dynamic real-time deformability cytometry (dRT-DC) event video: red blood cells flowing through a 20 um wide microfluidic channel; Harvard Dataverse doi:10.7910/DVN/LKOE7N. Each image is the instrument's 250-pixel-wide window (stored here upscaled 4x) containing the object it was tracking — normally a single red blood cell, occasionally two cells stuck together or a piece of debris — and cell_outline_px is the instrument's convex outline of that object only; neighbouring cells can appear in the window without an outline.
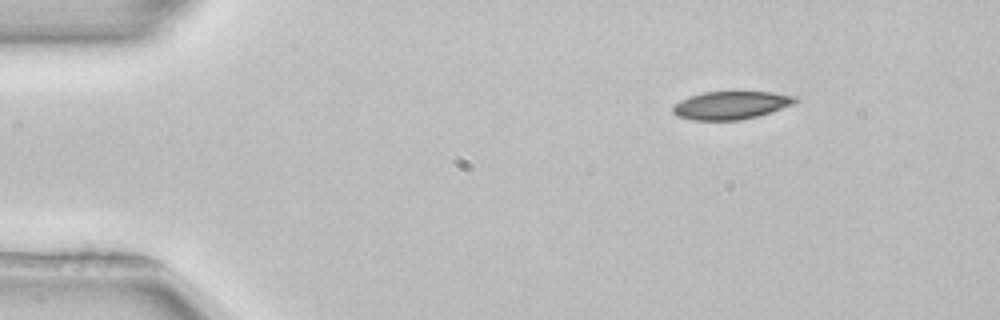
{"species": "common noctule bat (a hibernating species)", "species_latin": "Nyctalus noctula", "temperature_condition": "room temperature", "stored_images_in_passage": 46, "camera_frame_rate_fps": 3000, "um_per_image_px": 0.085, "animal": {"sex": "female", "body_mass_g": 22.7, "forearm_length_mm": 54.2}, "frame": {"image": 1, "passage_image": 1, "time_ms": 0.0, "image_size_px": [1000, 320], "cell_outline_px": [[800, 100], [792, 104], [756, 116], [740, 120], [692, 120], [680, 116], [672, 112], [672, 104], [688, 96], [704, 92], [772, 92], [796, 96]], "centroid_in_image_um": [62.09, 8.93], "position_along_channel_um": 22.9, "area_um2": 19.83}}
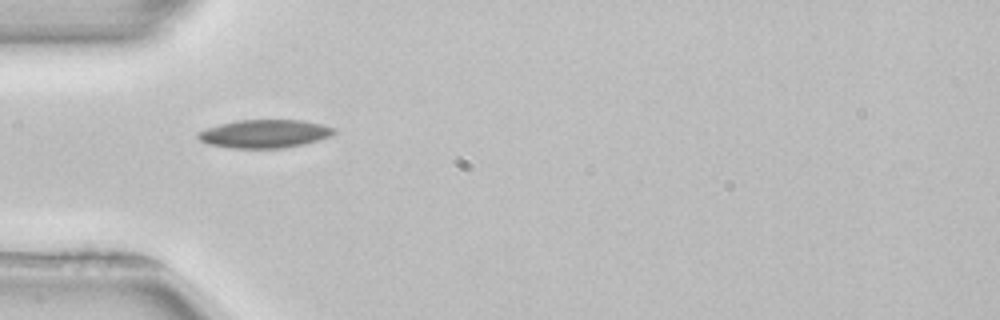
{"frame": {"image": 2, "passage_image": 10, "time_ms": 3.0, "image_size_px": [1000, 320], "cell_outline_px": [[336, 132], [328, 136], [304, 144], [284, 148], [232, 148], [208, 144], [200, 140], [196, 136], [196, 132], [220, 124], [236, 120], [300, 120], [320, 124], [336, 128]], "centroid_in_image_um": [22.45, 11.37], "position_along_channel_um": 62.5, "area_um2": 22.25}}
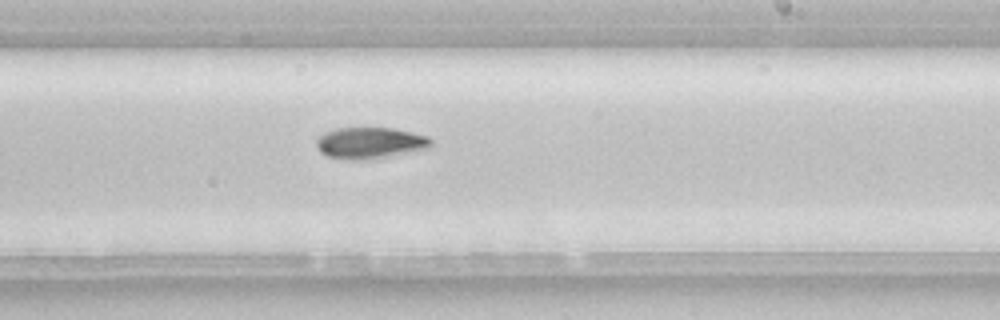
{"frame": {"image": 3, "passage_image": 25, "time_ms": 8.0, "image_size_px": [1000, 320], "cell_outline_px": [[432, 144], [428, 148], [384, 156], [360, 160], [352, 160], [328, 156], [320, 152], [316, 148], [316, 140], [324, 132], [336, 128], [392, 128], [412, 132], [428, 136], [432, 140]], "centroid_in_image_um": [31.41, 12.13], "position_along_channel_um": 257.6, "area_um2": 20.63}, "authors_computed_cell_mechanics": {"area_um2": 20.3456, "velocity_mm_per_s": 3.9389, "shape_relaxation_time_tau1_ms": 4.1174, "shape_relaxation_time_tau2_ms": null, "deformation_change_tau1": 0.105, "deformation_change_tau2": null}}